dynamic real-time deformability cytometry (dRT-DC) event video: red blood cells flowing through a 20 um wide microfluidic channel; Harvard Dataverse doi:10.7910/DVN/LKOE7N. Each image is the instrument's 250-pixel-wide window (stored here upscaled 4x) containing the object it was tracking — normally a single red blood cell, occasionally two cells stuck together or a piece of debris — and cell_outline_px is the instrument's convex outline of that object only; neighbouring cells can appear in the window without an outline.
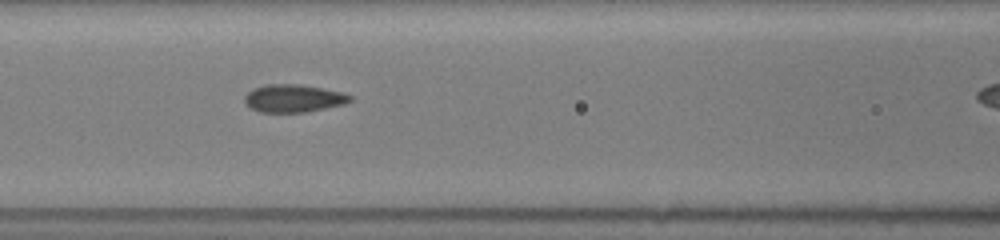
{"species": "common noctule bat (a hibernating species)", "species_latin": "Nyctalus noctula", "temperature_condition": "room temperature", "stored_images_in_passage": 8, "camera_frame_rate_fps": 3000, "um_per_image_px": 0.085, "animal": {"sex": "female", "body_mass_g": 19.5, "forearm_length_mm": 54.1}, "frame": {"image": 1, "passage_image": 3, "time_ms": 1.667, "image_size_px": [1000, 240], "cell_outline_px": [[352, 100], [344, 104], [308, 112], [260, 112], [248, 108], [244, 104], [244, 96], [252, 88], [264, 84], [296, 84], [320, 88], [340, 92], [352, 96]], "centroid_in_image_um": [24.87, 8.37], "position_along_channel_um": 141.7, "area_um2": 17.17}}
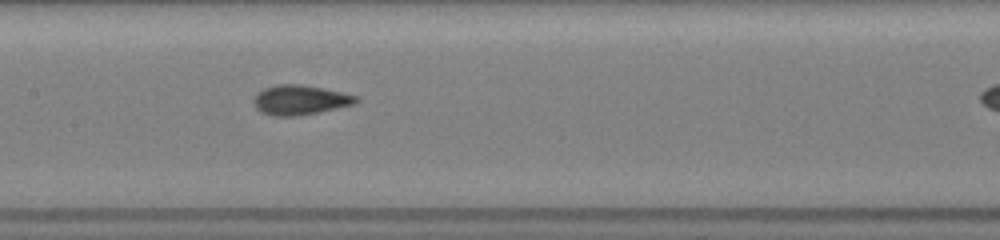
{"frame": {"image": 2, "passage_image": 4, "time_ms": 2.667, "image_size_px": [1000, 240], "cell_outline_px": [[360, 100], [356, 104], [320, 112], [296, 116], [276, 116], [260, 112], [256, 108], [252, 100], [256, 92], [264, 88], [276, 84], [300, 84], [324, 88], [356, 96]], "centroid_in_image_um": [25.48, 8.49], "position_along_channel_um": 181.9, "area_um2": 17.92}}
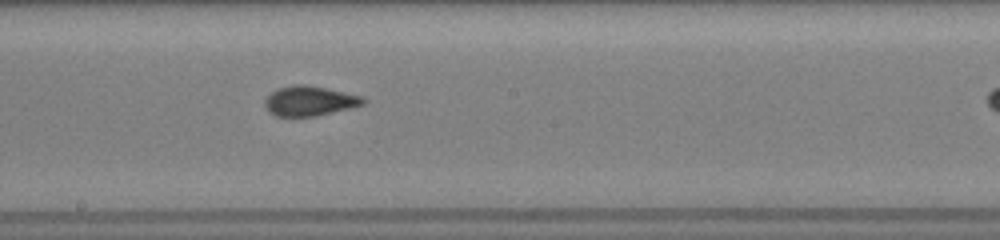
{"frame": {"image": 3, "passage_image": 5, "time_ms": 3.667, "image_size_px": [1000, 240], "cell_outline_px": [[368, 100], [364, 104], [316, 116], [276, 116], [268, 112], [264, 104], [264, 100], [272, 92], [280, 88], [296, 84], [304, 84], [364, 96]], "centroid_in_image_um": [26.32, 8.58], "position_along_channel_um": 221.9, "area_um2": 16.94}}